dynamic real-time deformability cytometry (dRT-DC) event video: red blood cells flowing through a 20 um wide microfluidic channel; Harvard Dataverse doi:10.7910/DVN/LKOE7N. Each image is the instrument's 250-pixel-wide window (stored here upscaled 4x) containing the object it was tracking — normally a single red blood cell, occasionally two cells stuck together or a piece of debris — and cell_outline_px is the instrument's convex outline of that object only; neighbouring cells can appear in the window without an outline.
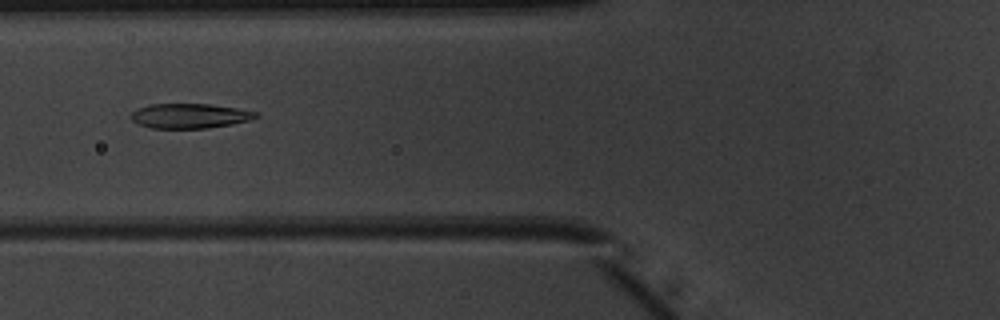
{"species": "common noctule bat (a hibernating species)", "species_latin": "Nyctalus noctula", "temperature_condition": "warm", "stored_images_in_passage": 50, "camera_frame_rate_fps": 3000, "um_per_image_px": 0.085, "animal": {"sex": "male", "body_mass_g": 20.1, "forearm_length_mm": 53.5}, "frame": {"image": 1, "passage_image": 20, "time_ms": 6.333, "image_size_px": [1000, 320], "cell_outline_px": [[260, 116], [248, 120], [232, 124], [208, 128], [152, 128], [140, 124], [132, 120], [132, 112], [148, 104], [208, 104], [236, 108], [256, 112]], "centroid_in_image_um": [16.14, 9.85], "position_along_channel_um": 109.7, "area_um2": 17.74}}
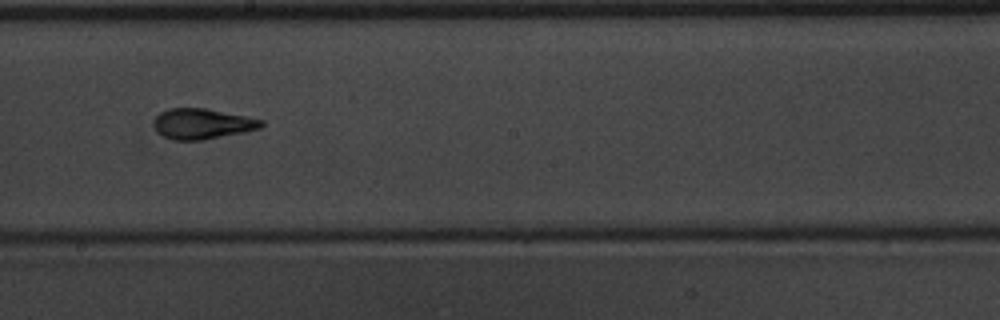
{"frame": {"image": 2, "passage_image": 29, "time_ms": 9.333, "image_size_px": [1000, 320], "cell_outline_px": [[264, 124], [260, 128], [244, 132], [204, 140], [172, 140], [156, 132], [156, 116], [160, 112], [168, 108], [204, 108], [248, 116], [264, 120]], "centroid_in_image_um": [17.22, 10.52], "position_along_channel_um": 231.0, "area_um2": 19.07}}
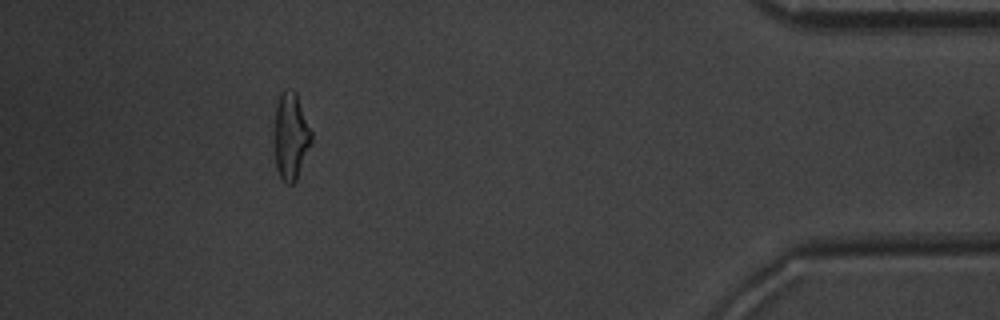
{"frame": {"image": 3, "passage_image": 46, "time_ms": 15.0, "image_size_px": [1000, 320], "cell_outline_px": [[312, 140], [296, 180], [292, 184], [288, 184], [280, 176], [276, 168], [276, 108], [280, 92], [284, 88], [296, 92], [312, 132]], "centroid_in_image_um": [24.74, 11.55], "position_along_channel_um": 410.5, "area_um2": 18.21}, "authors_computed_cell_mechanics": {"area_um2": 18.9584, "velocity_mm_per_s": 4.0329, "shape_relaxation_time_tau1_ms": 3.2164, "shape_relaxation_time_tau2_ms": 1.3071, "deformation_change_tau1": 0.1777, "deformation_change_tau2": 0.0854}}